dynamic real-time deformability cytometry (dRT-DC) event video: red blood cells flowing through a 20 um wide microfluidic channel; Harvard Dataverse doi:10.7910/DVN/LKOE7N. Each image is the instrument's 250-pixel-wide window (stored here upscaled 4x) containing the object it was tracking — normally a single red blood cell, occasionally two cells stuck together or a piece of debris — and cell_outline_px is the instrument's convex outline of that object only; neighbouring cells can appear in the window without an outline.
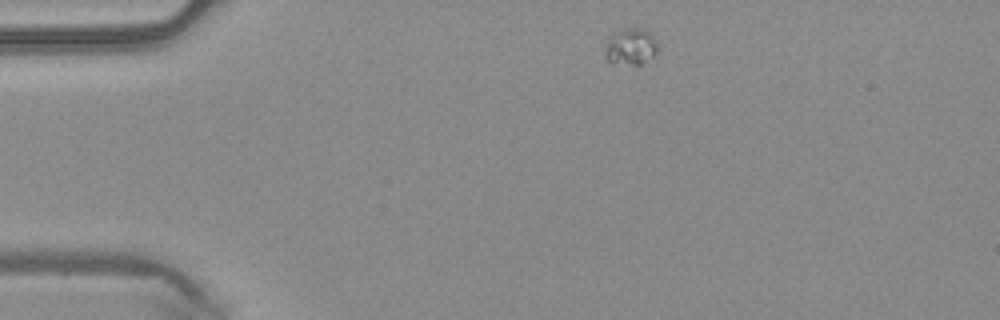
{"species": "common noctule bat (a hibernating species)", "species_latin": "Nyctalus noctula", "temperature_condition": "warm", "stored_images_in_passage": 3, "camera_frame_rate_fps": 3000, "um_per_image_px": 0.085, "animal": {"sex": "male", "body_mass_g": 20.4}, "frame": {"image": 1, "passage_image": 1, "time_ms": 0.0, "image_size_px": [1000, 320], "cell_outline_px": [[656, 52], [652, 56], [640, 64], [632, 64], [604, 60], [604, 52], [608, 40], [612, 32], [620, 28], [644, 28], [656, 40]], "centroid_in_image_um": [53.56, 3.92], "position_along_channel_um": 31.4, "area_um2": 11.1}}